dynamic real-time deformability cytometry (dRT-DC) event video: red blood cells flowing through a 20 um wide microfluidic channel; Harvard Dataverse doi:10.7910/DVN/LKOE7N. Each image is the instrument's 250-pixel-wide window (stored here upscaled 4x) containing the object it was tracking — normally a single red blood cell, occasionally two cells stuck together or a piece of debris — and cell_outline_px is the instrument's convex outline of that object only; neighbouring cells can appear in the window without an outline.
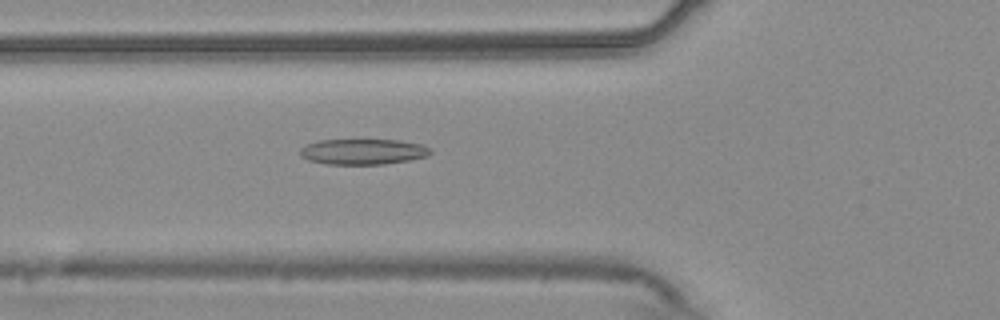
{"species": "common noctule bat (a hibernating species)", "species_latin": "Nyctalus noctula", "temperature_condition": "warm", "stored_images_in_passage": 11, "camera_frame_rate_fps": 3000, "um_per_image_px": 0.085, "animal": {"sex": "male", "body_mass_g": 20.4}, "frame": {"image": 1, "passage_image": 8, "time_ms": 2.333, "image_size_px": [1000, 320], "cell_outline_px": [[432, 152], [428, 156], [408, 160], [384, 164], [324, 164], [308, 160], [300, 156], [300, 148], [304, 144], [320, 140], [400, 140], [424, 144]], "centroid_in_image_um": [30.83, 12.89], "position_along_channel_um": 95.0, "area_um2": 19.59}}
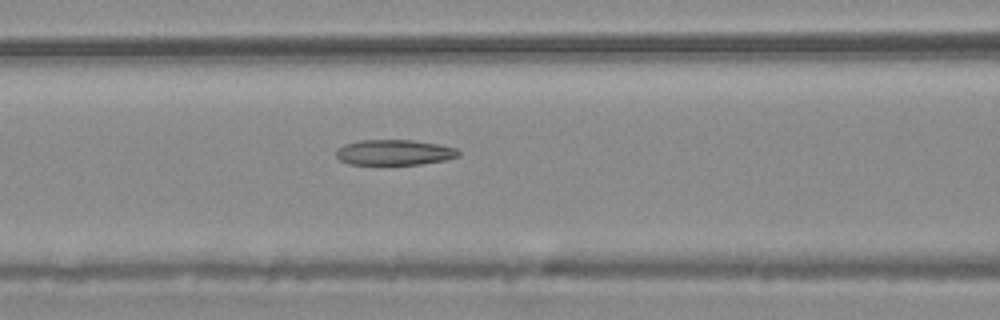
{"frame": {"image": 2, "passage_image": 11, "time_ms": 3.333, "image_size_px": [1000, 320], "cell_outline_px": [[460, 156], [444, 160], [420, 164], [348, 164], [340, 160], [336, 156], [336, 148], [344, 144], [360, 140], [412, 140], [436, 144], [456, 148], [460, 152]], "centroid_in_image_um": [33.49, 12.95], "position_along_channel_um": 133.1, "area_um2": 18.09}}